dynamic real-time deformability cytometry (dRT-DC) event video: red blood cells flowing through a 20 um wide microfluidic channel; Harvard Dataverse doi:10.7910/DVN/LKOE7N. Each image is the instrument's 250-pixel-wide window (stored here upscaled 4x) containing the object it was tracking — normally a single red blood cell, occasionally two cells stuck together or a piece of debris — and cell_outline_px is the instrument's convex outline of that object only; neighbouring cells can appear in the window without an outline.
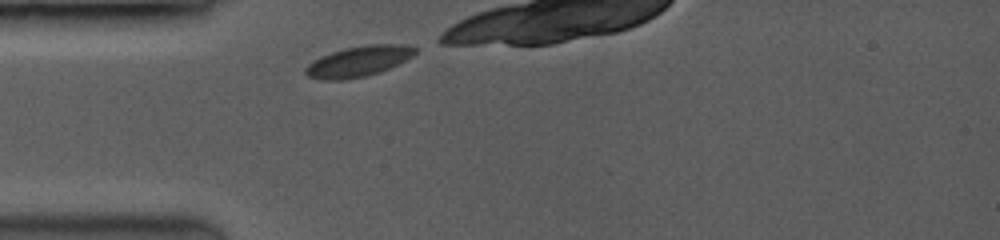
{"species": "common noctule bat (a hibernating species)", "species_latin": "Nyctalus noctula", "temperature_condition": "room temperature", "stored_images_in_passage": 8, "camera_frame_rate_fps": 3500, "um_per_image_px": 0.085, "animal": {"sex": "female", "body_mass_g": 19.0, "forearm_length_mm": 53.3}, "frame": {"image": 1, "passage_image": 1, "time_ms": 0.0, "image_size_px": [1000, 240], "cell_outline_px": [[416, 52], [412, 56], [388, 68], [364, 76], [340, 80], [324, 80], [308, 76], [304, 72], [304, 68], [312, 60], [320, 56], [344, 48], [368, 44], [404, 44], [416, 48]], "centroid_in_image_um": [30.42, 5.2], "position_along_channel_um": 54.6, "area_um2": 19.25}}
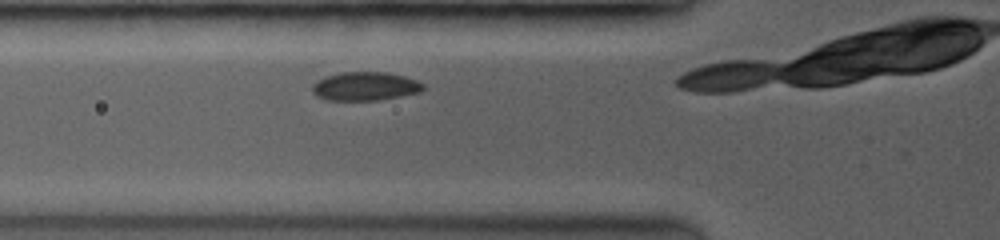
{"frame": {"image": 2, "passage_image": 4, "time_ms": 1.143, "image_size_px": [1000, 240], "cell_outline_px": [[424, 88], [420, 92], [376, 100], [328, 100], [312, 92], [312, 84], [324, 76], [340, 72], [388, 72], [404, 76], [416, 80], [424, 84]], "centroid_in_image_um": [31.03, 7.32], "position_along_channel_um": 94.8, "area_um2": 18.38}}